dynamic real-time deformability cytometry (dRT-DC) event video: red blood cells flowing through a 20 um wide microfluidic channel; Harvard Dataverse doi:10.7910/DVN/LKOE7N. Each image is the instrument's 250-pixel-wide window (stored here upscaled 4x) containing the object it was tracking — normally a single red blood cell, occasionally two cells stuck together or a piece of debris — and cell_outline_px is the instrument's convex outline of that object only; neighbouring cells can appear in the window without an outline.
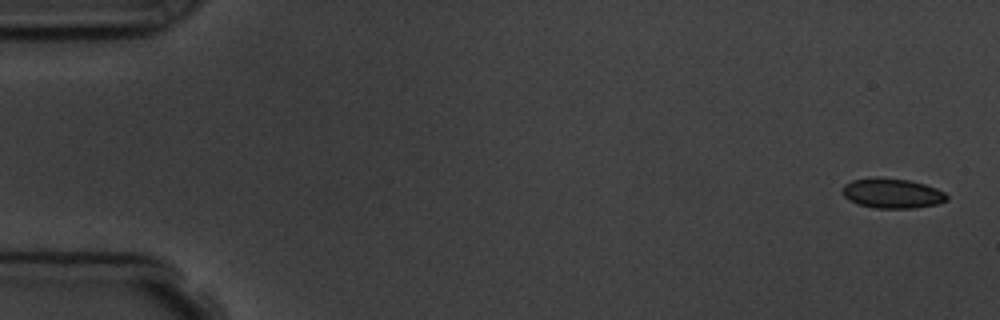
{"species": "common noctule bat (a hibernating species)", "species_latin": "Nyctalus noctula", "temperature_condition": "room temperature", "stored_images_in_passage": 5, "camera_frame_rate_fps": 3000, "um_per_image_px": 0.085, "animal": {"sex": "male", "body_mass_g": 19.5, "forearm_length_mm": 54.6}, "frame": {"image": 1, "passage_image": 1, "time_ms": 0.0, "image_size_px": [1000, 320], "cell_outline_px": [[948, 200], [936, 204], [916, 208], [876, 208], [856, 204], [848, 200], [844, 196], [844, 184], [852, 180], [868, 176], [880, 176], [908, 180], [924, 184], [936, 188], [944, 192], [948, 196]], "centroid_in_image_um": [75.81, 16.41], "position_along_channel_um": 9.2, "area_um2": 18.44}}
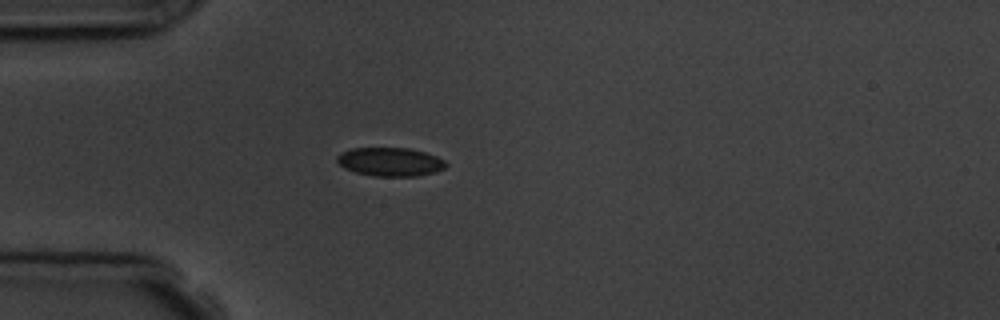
{"frame": {"image": 2, "passage_image": 5, "time_ms": 4.667, "image_size_px": [1000, 320], "cell_outline_px": [[448, 164], [444, 168], [436, 172], [416, 176], [372, 176], [356, 172], [344, 168], [336, 160], [336, 156], [340, 152], [352, 148], [408, 148], [424, 152], [436, 156], [444, 160]], "centroid_in_image_um": [33.15, 13.75], "position_along_channel_um": 51.8, "area_um2": 18.21}}